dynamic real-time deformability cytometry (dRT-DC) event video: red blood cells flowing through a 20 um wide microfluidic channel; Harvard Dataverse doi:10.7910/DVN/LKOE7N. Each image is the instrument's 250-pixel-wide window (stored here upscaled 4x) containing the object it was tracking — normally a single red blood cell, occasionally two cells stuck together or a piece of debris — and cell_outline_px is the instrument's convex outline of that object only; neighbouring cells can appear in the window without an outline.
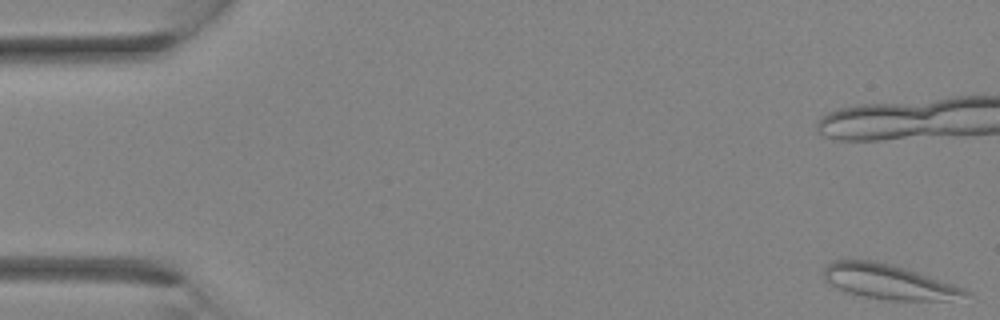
{"species": "Egyptian fruit bat (a non-hibernating species)", "species_latin": "Rousettus aegyptiacus", "temperature_condition": "room temperature", "stored_images_in_passage": 11, "camera_frame_rate_fps": 3000, "um_per_image_px": 0.085, "animal": {"sex": "female"}, "frame": {"image": 1, "passage_image": 1, "time_ms": 0.0, "image_size_px": [1000, 320], "cell_outline_px": [[968, 292], [964, 296], [948, 300], [888, 300], [864, 296], [848, 292], [824, 280], [824, 268], [828, 264], [836, 260], [872, 260], [904, 268], [964, 288]], "centroid_in_image_um": [75.49, 23.95], "position_along_channel_um": 9.5, "area_um2": 27.86}}